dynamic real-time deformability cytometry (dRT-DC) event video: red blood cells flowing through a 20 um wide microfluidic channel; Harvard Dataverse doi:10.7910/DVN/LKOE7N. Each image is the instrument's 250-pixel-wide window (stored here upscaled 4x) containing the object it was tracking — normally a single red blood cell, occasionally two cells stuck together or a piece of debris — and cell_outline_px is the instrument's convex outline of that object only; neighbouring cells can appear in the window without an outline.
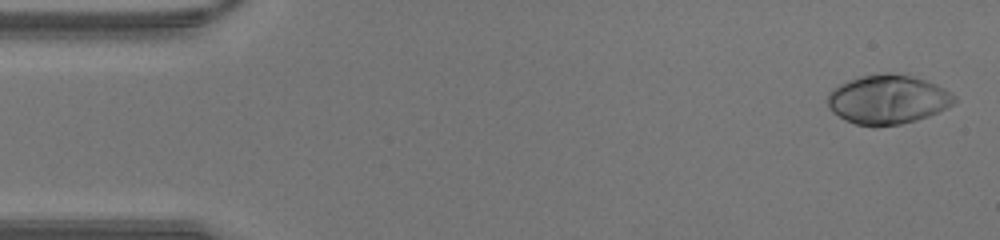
{"species": "human", "species_latin": "Homo sapiens", "temperature_condition": "warm", "stored_images_in_passage": 42, "camera_frame_rate_fps": 3000, "um_per_image_px": 0.085, "donor": {"sex": "male"}, "frame": {"image": 1, "passage_image": 1, "time_ms": 0.0, "image_size_px": [1000, 240], "cell_outline_px": [[956, 100], [948, 108], [928, 116], [916, 120], [900, 124], [876, 128], [856, 124], [844, 120], [832, 112], [828, 108], [828, 92], [832, 88], [848, 80], [860, 76], [884, 72], [888, 72], [912, 76], [936, 84], [944, 88], [956, 96]], "centroid_in_image_um": [75.43, 8.46], "position_along_channel_um": 9.6, "area_um2": 36.76}}
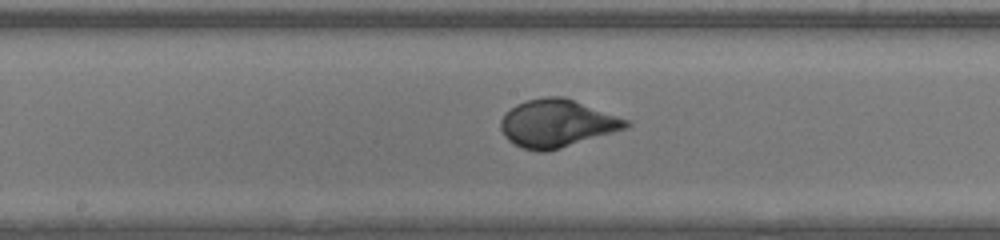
{"frame": {"image": 2, "passage_image": 21, "time_ms": 6.667, "image_size_px": [1000, 240], "cell_outline_px": [[632, 124], [628, 128], [548, 152], [536, 152], [524, 148], [508, 140], [504, 136], [500, 128], [500, 120], [516, 104], [528, 100], [544, 96], [564, 96], [628, 120]], "centroid_in_image_um": [47.35, 10.5], "position_along_channel_um": 200.9, "area_um2": 34.74}}
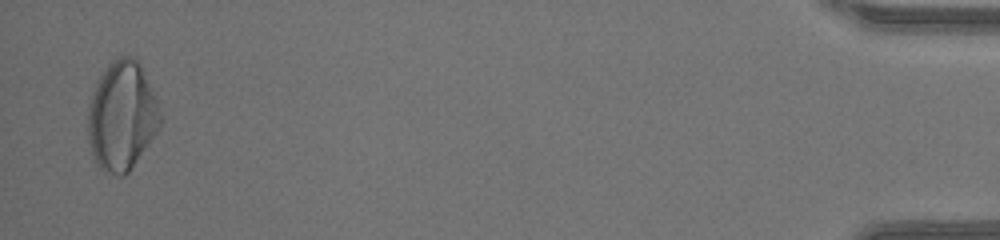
{"frame": {"image": 3, "passage_image": 41, "time_ms": 13.333, "image_size_px": [1000, 240], "cell_outline_px": [[164, 120], [160, 128], [128, 172], [124, 176], [116, 176], [104, 172], [92, 160], [88, 140], [88, 104], [96, 80], [104, 68], [116, 56], [136, 56], [140, 64]], "centroid_in_image_um": [10.33, 9.87], "position_along_channel_um": 424.9, "area_um2": 46.53}}